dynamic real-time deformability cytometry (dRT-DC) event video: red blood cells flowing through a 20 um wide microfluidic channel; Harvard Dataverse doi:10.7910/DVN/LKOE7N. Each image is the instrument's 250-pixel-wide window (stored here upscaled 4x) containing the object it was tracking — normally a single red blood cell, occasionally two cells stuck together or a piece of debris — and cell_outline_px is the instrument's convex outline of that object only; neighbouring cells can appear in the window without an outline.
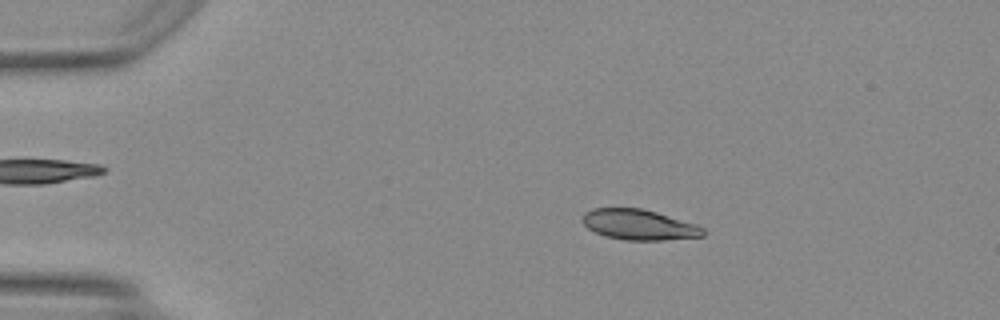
{"species": "Egyptian fruit bat (a non-hibernating species)", "species_latin": "Rousettus aegyptiacus", "temperature_condition": "warm", "stored_images_in_passage": 45, "camera_frame_rate_fps": 3000, "um_per_image_px": 0.085, "animal": {"sex": "female"}, "frame": {"image": 1, "passage_image": 5, "time_ms": 1.333, "image_size_px": [1000, 320], "cell_outline_px": [[704, 236], [660, 240], [624, 240], [604, 236], [588, 228], [580, 220], [584, 212], [592, 208], [640, 208], [656, 212], [696, 224], [704, 228]], "centroid_in_image_um": [54.27, 19.09], "position_along_channel_um": 30.7, "area_um2": 21.39}}
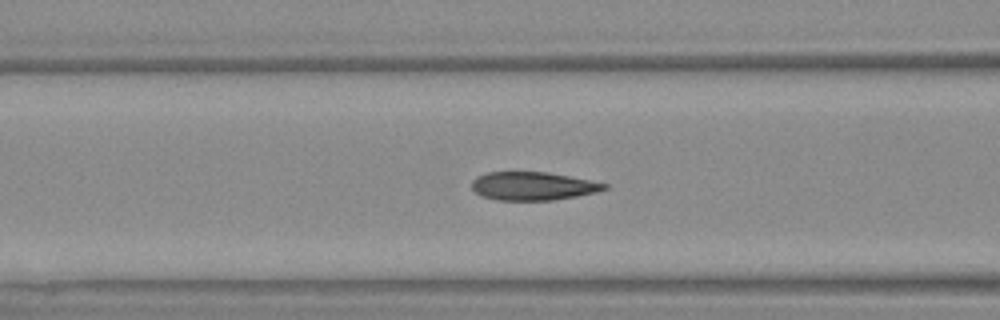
{"frame": {"image": 2, "passage_image": 16, "time_ms": 5.0, "image_size_px": [1000, 320], "cell_outline_px": [[608, 188], [596, 192], [576, 196], [552, 200], [496, 200], [480, 196], [472, 188], [472, 180], [476, 176], [488, 172], [548, 172], [608, 184]], "centroid_in_image_um": [45.26, 15.81], "position_along_channel_um": 121.3, "area_um2": 21.79}}
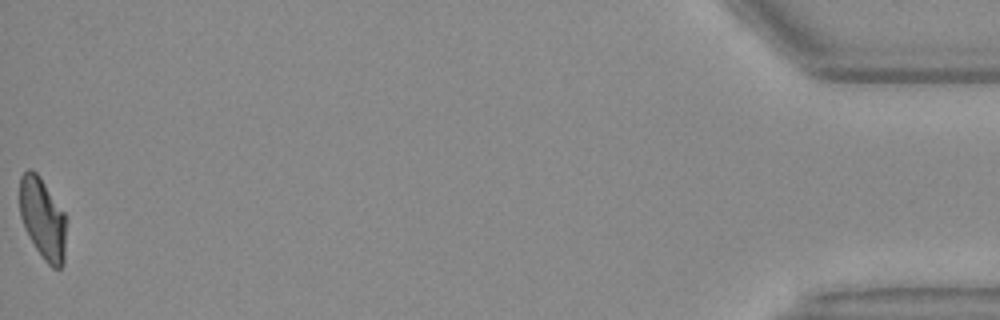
{"frame": {"image": 3, "passage_image": 45, "time_ms": 14.667, "image_size_px": [1000, 320], "cell_outline_px": [[64, 264], [60, 268], [52, 268], [44, 260], [36, 248], [24, 228], [20, 216], [20, 176], [28, 168], [32, 168], [40, 176], [64, 212]], "centroid_in_image_um": [3.6, 18.55], "position_along_channel_um": 431.6, "area_um2": 21.79}, "authors_computed_cell_mechanics": {"area_um2": 22.6576, "velocity_mm_per_s": 4.1975, "shape_relaxation_time_tau1_ms": 6.0182, "shape_relaxation_time_tau2_ms": 0.9143, "deformation_change_tau1": 0.2277, "deformation_change_tau2": 0.0737}}